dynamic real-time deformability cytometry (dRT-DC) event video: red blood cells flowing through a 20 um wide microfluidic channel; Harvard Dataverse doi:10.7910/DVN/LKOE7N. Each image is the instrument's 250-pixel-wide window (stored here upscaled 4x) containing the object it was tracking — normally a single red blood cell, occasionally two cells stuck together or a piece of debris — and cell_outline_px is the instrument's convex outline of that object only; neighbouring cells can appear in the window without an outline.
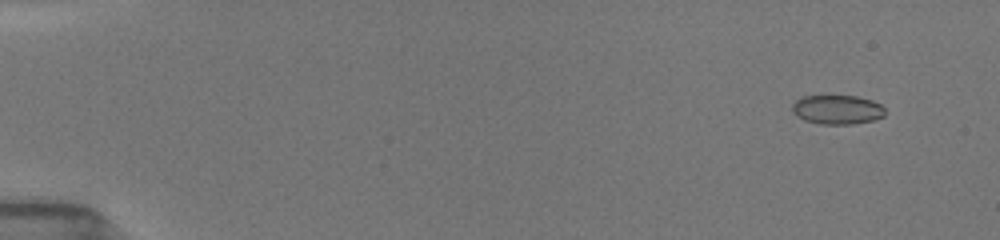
{"species": "common noctule bat (a hibernating species)", "species_latin": "Nyctalus noctula", "temperature_condition": "room temperature", "stored_images_in_passage": 19, "camera_frame_rate_fps": 3000, "um_per_image_px": 0.085, "animal": {"sex": "female", "body_mass_g": 19.5, "forearm_length_mm": 54.1}, "frame": {"image": 1, "passage_image": 3, "time_ms": 1.333, "image_size_px": [1000, 240], "cell_outline_px": [[884, 116], [872, 120], [848, 124], [820, 124], [804, 120], [792, 112], [792, 104], [796, 100], [804, 96], [856, 96], [872, 100], [880, 104], [884, 108]], "centroid_in_image_um": [71.15, 9.31], "position_along_channel_um": 13.9, "area_um2": 15.66}}
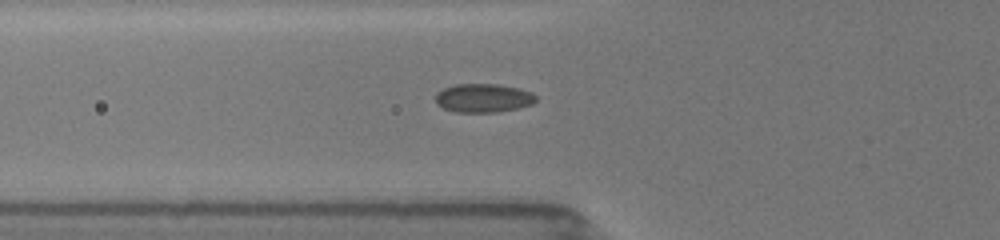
{"frame": {"image": 2, "passage_image": 15, "time_ms": 6.667, "image_size_px": [1000, 240], "cell_outline_px": [[536, 100], [532, 104], [516, 108], [496, 112], [456, 112], [444, 108], [436, 104], [436, 96], [444, 88], [456, 84], [500, 84], [520, 88], [532, 92], [536, 96]], "centroid_in_image_um": [41.11, 8.32], "position_along_channel_um": 84.7, "area_um2": 16.7}}
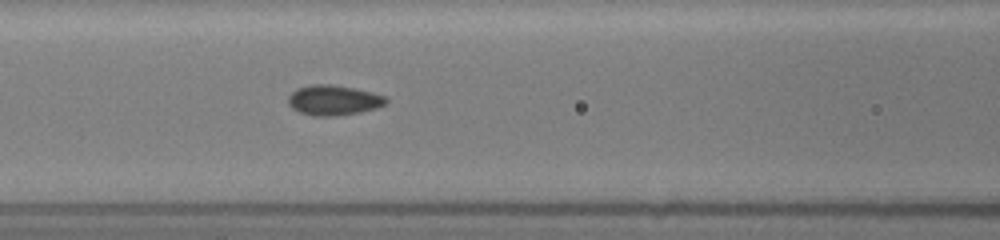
{"frame": {"image": 3, "passage_image": 19, "time_ms": 8.0, "image_size_px": [1000, 240], "cell_outline_px": [[388, 100], [384, 104], [376, 108], [360, 112], [332, 116], [312, 116], [300, 112], [292, 108], [288, 104], [288, 96], [296, 88], [312, 84], [332, 84], [356, 88], [372, 92], [384, 96]], "centroid_in_image_um": [28.32, 8.5], "position_along_channel_um": 138.3, "area_um2": 17.22}}